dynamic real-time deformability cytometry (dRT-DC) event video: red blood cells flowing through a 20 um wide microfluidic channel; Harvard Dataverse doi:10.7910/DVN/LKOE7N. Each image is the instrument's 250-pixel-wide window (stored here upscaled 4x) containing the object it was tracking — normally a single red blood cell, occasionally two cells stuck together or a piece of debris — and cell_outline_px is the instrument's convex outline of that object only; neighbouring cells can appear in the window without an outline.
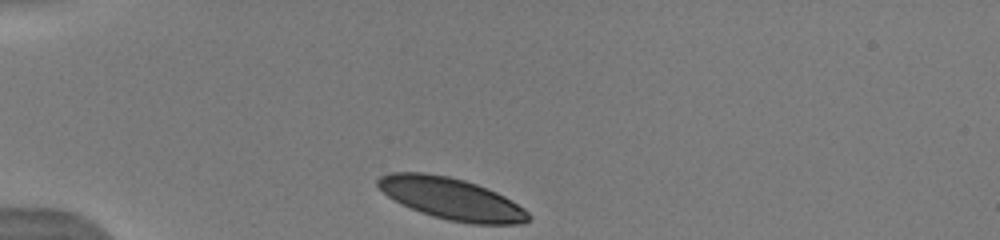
{"species": "human", "species_latin": "Homo sapiens", "temperature_condition": "warm", "stored_images_in_passage": 30, "camera_frame_rate_fps": 3000, "um_per_image_px": 0.085, "donor": {"sex": "male"}, "frame": {"image": 1, "passage_image": 1, "time_ms": 0.0, "image_size_px": [1000, 240], "cell_outline_px": [[532, 216], [524, 224], [472, 224], [448, 220], [432, 216], [420, 212], [388, 196], [376, 184], [376, 180], [380, 176], [388, 172], [424, 172], [448, 176], [464, 180], [476, 184], [496, 192], [504, 196], [524, 208]], "centroid_in_image_um": [38.39, 16.89], "position_along_channel_um": 46.6, "area_um2": 36.47}, "authors_computed_cell_mechanics": {"area_um2": 37.9457, "velocity_mm_per_s": 3.8872, "shape_relaxation_time_tau1_ms": 1.9301, "shape_relaxation_time_tau2_ms": 5.1357, "deformation_change_tau1": 0.0699, "deformation_change_tau2": 0.1322}}